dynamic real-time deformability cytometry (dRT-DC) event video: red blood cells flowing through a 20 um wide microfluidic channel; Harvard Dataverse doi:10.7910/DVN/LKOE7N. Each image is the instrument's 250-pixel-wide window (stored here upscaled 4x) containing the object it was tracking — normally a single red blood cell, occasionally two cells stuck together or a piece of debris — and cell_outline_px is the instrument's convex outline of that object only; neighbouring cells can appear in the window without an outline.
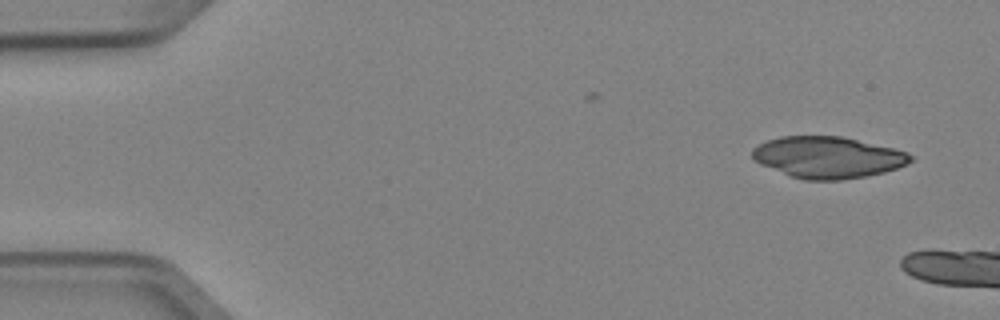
{"species": "Egyptian fruit bat (a non-hibernating species)", "species_latin": "Rousettus aegyptiacus", "temperature_condition": "cold", "stored_images_in_passage": 3, "camera_frame_rate_fps": 3000, "um_per_image_px": 0.085, "animal": {"sex": "female"}, "frame": {"image": 1, "passage_image": 3, "time_ms": 0.667, "image_size_px": [1000, 320], "cell_outline_px": [[916, 156], [908, 164], [884, 172], [868, 176], [840, 180], [804, 180], [792, 176], [760, 164], [752, 160], [752, 148], [768, 140], [780, 136], [840, 136], [892, 148], [908, 152]], "centroid_in_image_um": [70.37, 13.37], "position_along_channel_um": 14.6, "area_um2": 38.26}}